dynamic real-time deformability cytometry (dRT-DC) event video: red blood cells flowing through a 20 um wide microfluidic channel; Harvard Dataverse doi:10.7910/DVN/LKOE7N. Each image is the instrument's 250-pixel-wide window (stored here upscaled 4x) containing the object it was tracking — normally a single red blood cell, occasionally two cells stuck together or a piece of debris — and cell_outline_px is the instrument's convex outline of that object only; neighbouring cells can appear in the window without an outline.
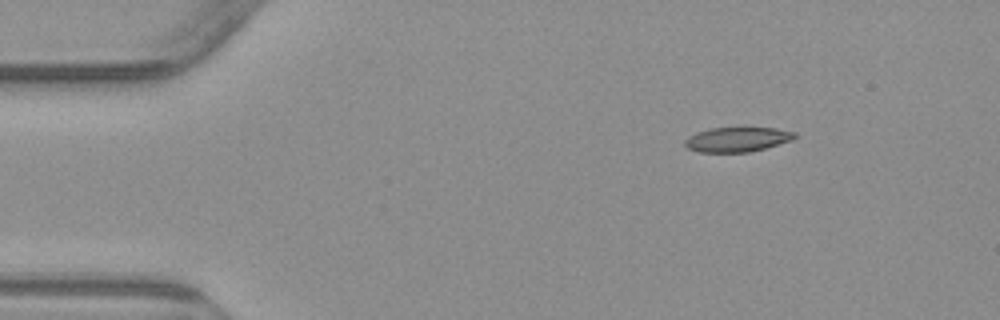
{"species": "common noctule bat (a hibernating species)", "species_latin": "Nyctalus noctula", "temperature_condition": "warm", "stored_images_in_passage": 3, "camera_frame_rate_fps": 3000, "um_per_image_px": 0.085, "animal": {"sex": "male", "body_mass_g": 23.1, "forearm_length_mm": 52.7}, "frame": {"image": 1, "passage_image": 1, "time_ms": 0.0, "image_size_px": [1000, 320], "cell_outline_px": [[796, 136], [792, 140], [764, 148], [748, 152], [700, 152], [688, 148], [684, 144], [684, 140], [688, 136], [696, 132], [708, 128], [776, 128], [796, 132]], "centroid_in_image_um": [62.64, 11.84], "position_along_channel_um": 22.4, "area_um2": 15.72}}